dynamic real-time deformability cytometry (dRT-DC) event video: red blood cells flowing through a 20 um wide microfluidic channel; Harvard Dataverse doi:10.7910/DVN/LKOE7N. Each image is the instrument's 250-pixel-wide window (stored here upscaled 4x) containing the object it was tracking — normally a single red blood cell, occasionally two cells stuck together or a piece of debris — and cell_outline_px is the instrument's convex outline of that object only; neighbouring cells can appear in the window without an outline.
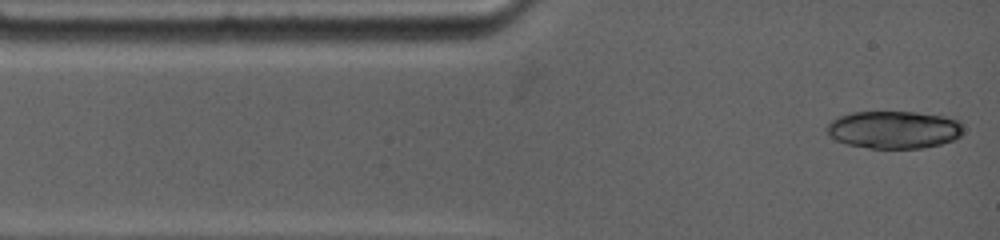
{"species": "common noctule bat (a hibernating species)", "species_latin": "Nyctalus noctula", "temperature_condition": "warm", "stored_images_in_passage": 7, "camera_frame_rate_fps": 4500, "um_per_image_px": 0.085, "animal": {"sex": "female", "body_mass_g": 19.0, "forearm_length_mm": 53.3}, "frame": {"image": 1, "passage_image": 1, "time_ms": 0.0, "image_size_px": [1000, 240], "cell_outline_px": [[960, 136], [952, 140], [940, 144], [920, 148], [872, 148], [844, 144], [828, 136], [828, 124], [836, 116], [852, 112], [916, 112], [944, 116], [960, 120]], "centroid_in_image_um": [75.93, 11.02], "position_along_channel_um": 9.1, "area_um2": 29.82}}